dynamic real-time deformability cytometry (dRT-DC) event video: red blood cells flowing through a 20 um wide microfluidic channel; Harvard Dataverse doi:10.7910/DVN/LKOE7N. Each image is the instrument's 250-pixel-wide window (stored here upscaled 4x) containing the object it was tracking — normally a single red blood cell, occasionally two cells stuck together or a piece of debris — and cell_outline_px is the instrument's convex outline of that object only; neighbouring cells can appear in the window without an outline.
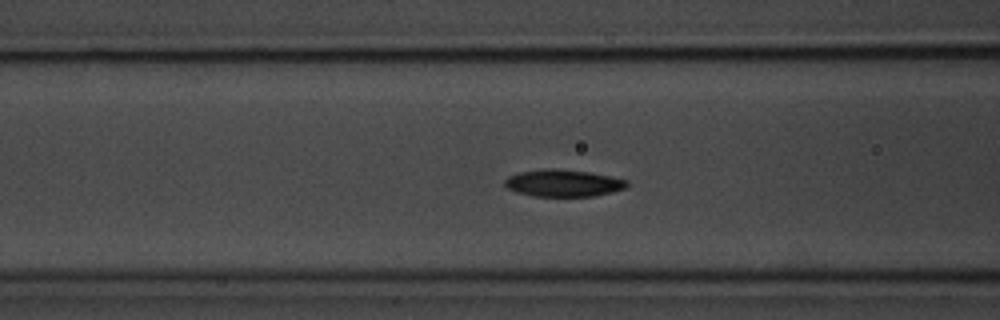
{"species": "common noctule bat (a hibernating species)", "species_latin": "Nyctalus noctula", "temperature_condition": "room temperature", "stored_images_in_passage": 56, "camera_frame_rate_fps": 3000, "um_per_image_px": 0.085, "animal": {"sex": "male", "body_mass_g": 20.1, "forearm_length_mm": 53.5}, "frame": {"image": 1, "passage_image": 21, "time_ms": 6.667, "image_size_px": [1000, 320], "cell_outline_px": [[628, 188], [612, 192], [592, 196], [532, 196], [516, 192], [508, 188], [504, 184], [504, 180], [508, 176], [520, 172], [548, 168], [588, 172], [628, 180]], "centroid_in_image_um": [47.87, 15.57], "position_along_channel_um": 118.7, "area_um2": 19.13}}
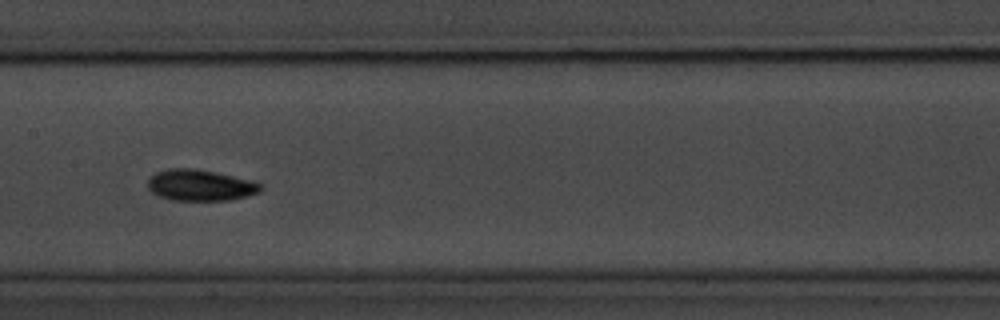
{"frame": {"image": 2, "passage_image": 27, "time_ms": 8.667, "image_size_px": [1000, 320], "cell_outline_px": [[264, 188], [260, 192], [248, 196], [228, 200], [172, 200], [160, 196], [152, 192], [148, 188], [148, 180], [156, 172], [168, 168], [192, 168], [216, 172], [252, 180], [260, 184]], "centroid_in_image_um": [17.04, 15.74], "position_along_channel_um": 190.4, "area_um2": 20.52}}
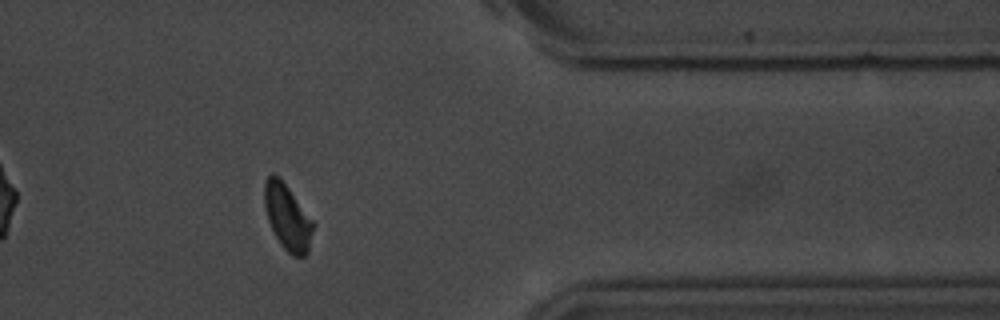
{"frame": {"image": 3, "passage_image": 45, "time_ms": 14.667, "image_size_px": [1000, 320], "cell_outline_px": [[316, 224], [308, 252], [304, 256], [292, 256], [280, 244], [268, 220], [264, 208], [264, 180], [272, 172], [280, 176]], "centroid_in_image_um": [24.44, 18.42], "position_along_channel_um": 387.0, "area_um2": 19.02}, "authors_computed_cell_mechanics": {"area_um2": 18.8717, "velocity_mm_per_s": 3.5755, "shape_relaxation_time_tau1_ms": 6.042, "shape_relaxation_time_tau2_ms": 6.3036, "deformation_change_tau1": 0.1879, "deformation_change_tau2": 0.1056}}